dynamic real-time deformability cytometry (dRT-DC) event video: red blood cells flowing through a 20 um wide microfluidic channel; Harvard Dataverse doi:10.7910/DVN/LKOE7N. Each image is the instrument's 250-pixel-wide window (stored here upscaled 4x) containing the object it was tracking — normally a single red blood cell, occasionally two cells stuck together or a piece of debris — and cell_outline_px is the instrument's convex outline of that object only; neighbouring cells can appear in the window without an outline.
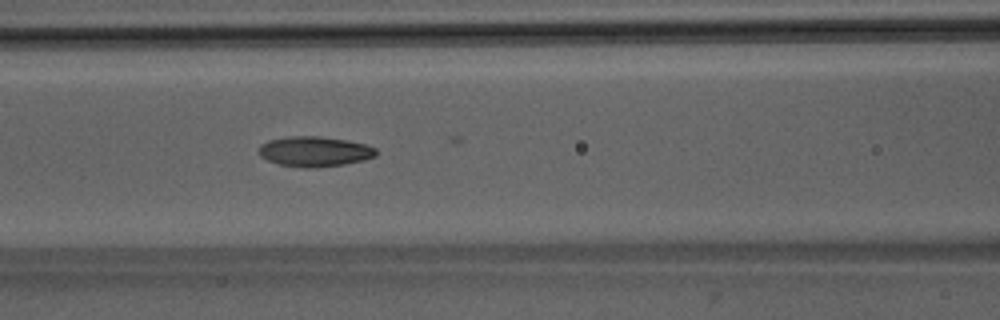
{"species": "Egyptian fruit bat (a non-hibernating species)", "species_latin": "Rousettus aegyptiacus", "temperature_condition": "room temperature", "stored_images_in_passage": 26, "camera_frame_rate_fps": 3000, "um_per_image_px": 0.085, "animal": {"sex": "male"}, "frame": {"image": 1, "passage_image": 22, "time_ms": 7.0, "image_size_px": [1000, 320], "cell_outline_px": [[376, 156], [364, 160], [344, 164], [316, 168], [304, 168], [276, 164], [260, 156], [260, 144], [268, 140], [288, 136], [320, 136], [348, 140], [364, 144], [376, 148]], "centroid_in_image_um": [26.73, 12.88], "position_along_channel_um": 139.9, "area_um2": 20.75}}